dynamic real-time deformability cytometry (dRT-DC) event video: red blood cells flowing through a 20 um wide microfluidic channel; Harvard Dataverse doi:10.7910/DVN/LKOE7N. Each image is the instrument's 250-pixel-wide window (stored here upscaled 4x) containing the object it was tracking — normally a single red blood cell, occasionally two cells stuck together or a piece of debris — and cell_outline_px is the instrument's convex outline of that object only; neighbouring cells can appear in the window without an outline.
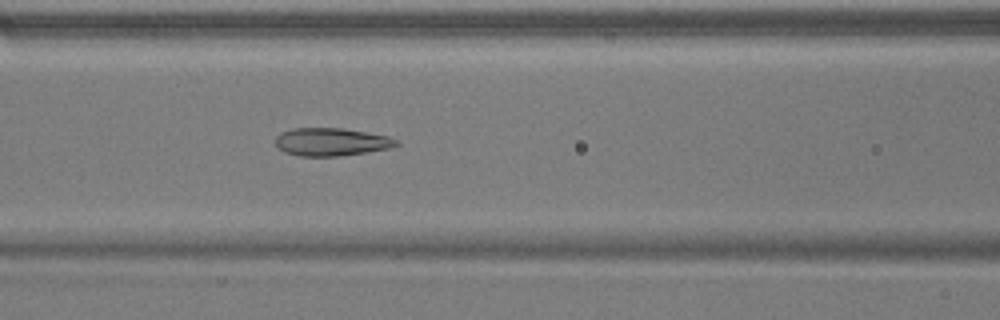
{"species": "common noctule bat (a hibernating species)", "species_latin": "Nyctalus noctula", "temperature_condition": "warm", "stored_images_in_passage": 24, "camera_frame_rate_fps": 3000, "um_per_image_px": 0.085, "animal": {"sex": "male", "body_mass_g": 17.9}, "frame": {"image": 1, "passage_image": 12, "time_ms": 3.667, "image_size_px": [1000, 320], "cell_outline_px": [[400, 144], [388, 148], [364, 152], [336, 156], [300, 156], [284, 152], [276, 144], [276, 136], [280, 132], [292, 128], [344, 128], [388, 136], [400, 140]], "centroid_in_image_um": [28.16, 12.05], "position_along_channel_um": 138.4, "area_um2": 19.59}}
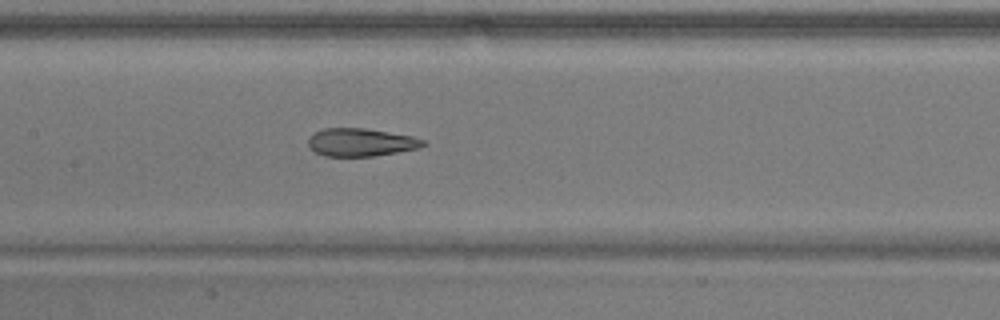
{"frame": {"image": 2, "passage_image": 15, "time_ms": 4.667, "image_size_px": [1000, 320], "cell_outline_px": [[428, 144], [420, 148], [372, 156], [324, 156], [316, 152], [308, 144], [308, 140], [316, 132], [324, 128], [364, 128], [412, 136], [424, 140]], "centroid_in_image_um": [30.71, 12.09], "position_along_channel_um": 176.7, "area_um2": 18.5}}